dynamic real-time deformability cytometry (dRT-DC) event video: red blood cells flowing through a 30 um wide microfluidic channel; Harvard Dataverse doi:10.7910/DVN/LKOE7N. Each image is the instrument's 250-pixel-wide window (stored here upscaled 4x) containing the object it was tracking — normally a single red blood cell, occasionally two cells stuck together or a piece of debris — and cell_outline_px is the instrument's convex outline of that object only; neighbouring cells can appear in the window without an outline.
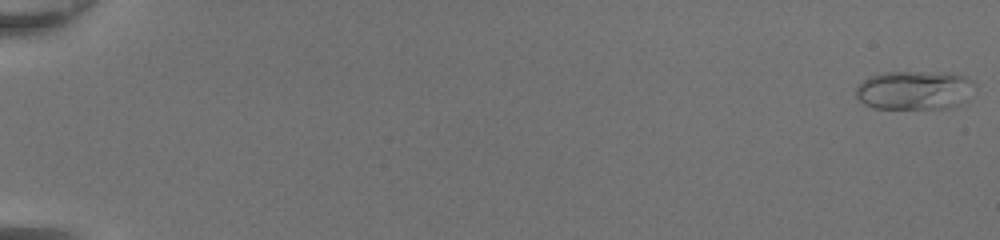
{"species": "common noctule bat (a hibernating species)", "species_latin": "Nyctalus noctula", "temperature_condition": "room temperature", "stored_images_in_passage": 49, "camera_frame_rate_fps": 3000, "um_per_image_px": 0.085, "animal": {"sex": "female", "body_mass_g": 20.0, "forearm_length_mm": 54.0}, "frame": {"image": 1, "passage_image": 1, "time_ms": 0.0, "image_size_px": [1000, 240], "cell_outline_px": [[976, 84], [964, 104], [948, 108], [872, 108], [864, 104], [856, 96], [856, 88], [864, 80], [872, 76], [884, 72], [948, 72], [964, 76], [976, 80]], "centroid_in_image_um": [77.8, 7.66], "position_along_channel_um": 7.2, "area_um2": 27.22}}
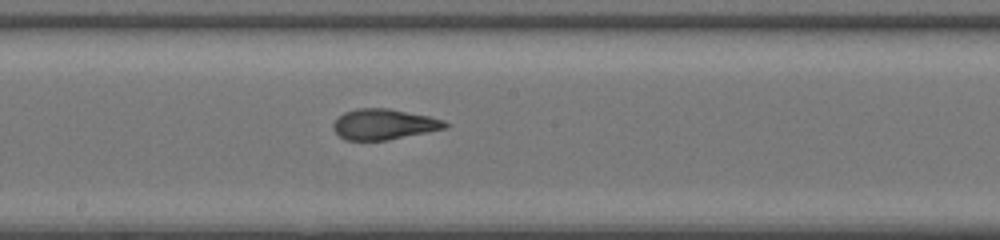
{"frame": {"image": 2, "passage_image": 29, "time_ms": 9.333, "image_size_px": [1000, 240], "cell_outline_px": [[452, 124], [448, 128], [388, 140], [344, 140], [332, 128], [332, 124], [344, 112], [356, 108], [388, 108], [428, 116], [444, 120]], "centroid_in_image_um": [32.66, 10.56], "position_along_channel_um": 215.5, "area_um2": 20.06}}
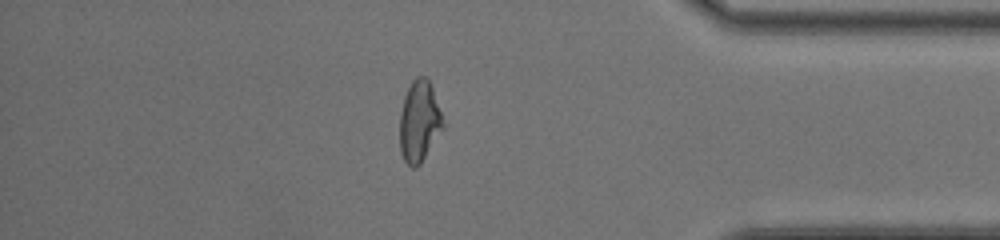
{"frame": {"image": 3, "passage_image": 43, "time_ms": 14.0, "image_size_px": [1000, 240], "cell_outline_px": [[444, 128], [420, 164], [416, 168], [412, 168], [404, 160], [400, 152], [400, 112], [404, 96], [412, 80], [416, 76], [424, 76], [428, 80], [432, 88], [444, 124]], "centroid_in_image_um": [35.62, 10.34], "position_along_channel_um": 399.6, "area_um2": 20.35}, "authors_computed_cell_mechanics": {"area_um2": 20.519, "velocity_mm_per_s": 4.4146, "shape_relaxation_time_tau1_ms": 8.7467, "shape_relaxation_time_tau2_ms": 1.0017, "deformation_change_tau1": 0.2897, "deformation_change_tau2": 0.0842}}